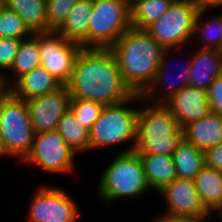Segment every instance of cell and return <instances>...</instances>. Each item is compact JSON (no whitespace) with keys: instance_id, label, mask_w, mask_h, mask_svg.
Wrapping results in <instances>:
<instances>
[{"instance_id":"4fadbf2b","label":"cell","mask_w":222,"mask_h":222,"mask_svg":"<svg viewBox=\"0 0 222 222\" xmlns=\"http://www.w3.org/2000/svg\"><path fill=\"white\" fill-rule=\"evenodd\" d=\"M157 194L166 200V211L160 214L190 217H211L201 202L193 180L176 178Z\"/></svg>"},{"instance_id":"7a4b0ae2","label":"cell","mask_w":222,"mask_h":222,"mask_svg":"<svg viewBox=\"0 0 222 222\" xmlns=\"http://www.w3.org/2000/svg\"><path fill=\"white\" fill-rule=\"evenodd\" d=\"M110 49L125 83L141 95L154 79L164 48L146 30L130 27Z\"/></svg>"},{"instance_id":"f546056e","label":"cell","mask_w":222,"mask_h":222,"mask_svg":"<svg viewBox=\"0 0 222 222\" xmlns=\"http://www.w3.org/2000/svg\"><path fill=\"white\" fill-rule=\"evenodd\" d=\"M79 0H46L47 31H57Z\"/></svg>"},{"instance_id":"cb8c5ba5","label":"cell","mask_w":222,"mask_h":222,"mask_svg":"<svg viewBox=\"0 0 222 222\" xmlns=\"http://www.w3.org/2000/svg\"><path fill=\"white\" fill-rule=\"evenodd\" d=\"M177 178L193 180L205 166L204 152L184 138L172 155Z\"/></svg>"},{"instance_id":"7c38bea8","label":"cell","mask_w":222,"mask_h":222,"mask_svg":"<svg viewBox=\"0 0 222 222\" xmlns=\"http://www.w3.org/2000/svg\"><path fill=\"white\" fill-rule=\"evenodd\" d=\"M71 94L67 85L26 101L34 133L55 131L59 120L70 108Z\"/></svg>"},{"instance_id":"836d02e7","label":"cell","mask_w":222,"mask_h":222,"mask_svg":"<svg viewBox=\"0 0 222 222\" xmlns=\"http://www.w3.org/2000/svg\"><path fill=\"white\" fill-rule=\"evenodd\" d=\"M210 217H190V216H173L167 214H157L152 222H206Z\"/></svg>"},{"instance_id":"ab89813d","label":"cell","mask_w":222,"mask_h":222,"mask_svg":"<svg viewBox=\"0 0 222 222\" xmlns=\"http://www.w3.org/2000/svg\"><path fill=\"white\" fill-rule=\"evenodd\" d=\"M4 5V0H0V8Z\"/></svg>"},{"instance_id":"603a6c76","label":"cell","mask_w":222,"mask_h":222,"mask_svg":"<svg viewBox=\"0 0 222 222\" xmlns=\"http://www.w3.org/2000/svg\"><path fill=\"white\" fill-rule=\"evenodd\" d=\"M4 5L17 13L32 33L47 31L46 0H4Z\"/></svg>"},{"instance_id":"44dd1931","label":"cell","mask_w":222,"mask_h":222,"mask_svg":"<svg viewBox=\"0 0 222 222\" xmlns=\"http://www.w3.org/2000/svg\"><path fill=\"white\" fill-rule=\"evenodd\" d=\"M145 177L151 190L161 191L177 178L172 156L162 154H139Z\"/></svg>"},{"instance_id":"5bb4252c","label":"cell","mask_w":222,"mask_h":222,"mask_svg":"<svg viewBox=\"0 0 222 222\" xmlns=\"http://www.w3.org/2000/svg\"><path fill=\"white\" fill-rule=\"evenodd\" d=\"M173 50L174 48L164 49L159 68L154 76L153 81L141 94L143 101L154 104H164L175 93L182 90L184 87L189 86L191 58H188L189 60H187V64L184 65L185 67L182 66L184 69L181 67L182 70L179 71V73H177L178 75L176 77L178 78V80L176 78L174 82L173 81L172 82L170 81V83L168 82L169 79L167 78H169L168 75H170L167 74L168 70H171V68L173 69V66L171 67L170 66L171 64H169L170 63L169 60H171L172 58L171 51L173 52ZM159 93L160 95H158Z\"/></svg>"},{"instance_id":"d6a6232c","label":"cell","mask_w":222,"mask_h":222,"mask_svg":"<svg viewBox=\"0 0 222 222\" xmlns=\"http://www.w3.org/2000/svg\"><path fill=\"white\" fill-rule=\"evenodd\" d=\"M205 166L222 171V143L204 152Z\"/></svg>"},{"instance_id":"8992f818","label":"cell","mask_w":222,"mask_h":222,"mask_svg":"<svg viewBox=\"0 0 222 222\" xmlns=\"http://www.w3.org/2000/svg\"><path fill=\"white\" fill-rule=\"evenodd\" d=\"M0 132L4 157H14L20 164L31 151L35 133L27 102L9 90L0 95Z\"/></svg>"},{"instance_id":"30bf717a","label":"cell","mask_w":222,"mask_h":222,"mask_svg":"<svg viewBox=\"0 0 222 222\" xmlns=\"http://www.w3.org/2000/svg\"><path fill=\"white\" fill-rule=\"evenodd\" d=\"M37 187L28 208V222H78L77 201L64 188L44 184Z\"/></svg>"},{"instance_id":"277c9868","label":"cell","mask_w":222,"mask_h":222,"mask_svg":"<svg viewBox=\"0 0 222 222\" xmlns=\"http://www.w3.org/2000/svg\"><path fill=\"white\" fill-rule=\"evenodd\" d=\"M97 185V197L110 205L116 200L140 198L149 187L139 153L135 150L120 152L100 174Z\"/></svg>"},{"instance_id":"5b68a950","label":"cell","mask_w":222,"mask_h":222,"mask_svg":"<svg viewBox=\"0 0 222 222\" xmlns=\"http://www.w3.org/2000/svg\"><path fill=\"white\" fill-rule=\"evenodd\" d=\"M137 102H142L140 94H135L124 102L104 106L99 118L89 131L90 151L120 146L121 143L125 144L130 141L131 146L120 152L135 150L139 108H131V105H135Z\"/></svg>"},{"instance_id":"d6986e66","label":"cell","mask_w":222,"mask_h":222,"mask_svg":"<svg viewBox=\"0 0 222 222\" xmlns=\"http://www.w3.org/2000/svg\"><path fill=\"white\" fill-rule=\"evenodd\" d=\"M94 0H79L73 6L63 25L57 30L67 40L88 48V28Z\"/></svg>"},{"instance_id":"4316f807","label":"cell","mask_w":222,"mask_h":222,"mask_svg":"<svg viewBox=\"0 0 222 222\" xmlns=\"http://www.w3.org/2000/svg\"><path fill=\"white\" fill-rule=\"evenodd\" d=\"M208 10L206 8L199 10L194 28L193 41H195V38H199L202 44L199 45V48L218 49L222 51V13L214 15L206 21H201V18L205 16L204 14L209 12Z\"/></svg>"},{"instance_id":"ac0fdd59","label":"cell","mask_w":222,"mask_h":222,"mask_svg":"<svg viewBox=\"0 0 222 222\" xmlns=\"http://www.w3.org/2000/svg\"><path fill=\"white\" fill-rule=\"evenodd\" d=\"M62 85L41 65L20 77L8 90L28 101L57 90Z\"/></svg>"},{"instance_id":"e0dca14e","label":"cell","mask_w":222,"mask_h":222,"mask_svg":"<svg viewBox=\"0 0 222 222\" xmlns=\"http://www.w3.org/2000/svg\"><path fill=\"white\" fill-rule=\"evenodd\" d=\"M183 137L203 152L222 143V117L210 113L183 127Z\"/></svg>"},{"instance_id":"9a60e30c","label":"cell","mask_w":222,"mask_h":222,"mask_svg":"<svg viewBox=\"0 0 222 222\" xmlns=\"http://www.w3.org/2000/svg\"><path fill=\"white\" fill-rule=\"evenodd\" d=\"M164 105L177 119L181 128L212 113L207 91L191 86L175 93Z\"/></svg>"},{"instance_id":"3957f363","label":"cell","mask_w":222,"mask_h":222,"mask_svg":"<svg viewBox=\"0 0 222 222\" xmlns=\"http://www.w3.org/2000/svg\"><path fill=\"white\" fill-rule=\"evenodd\" d=\"M137 116L135 151L172 156L183 140V128L164 104L146 101Z\"/></svg>"},{"instance_id":"d4e9b609","label":"cell","mask_w":222,"mask_h":222,"mask_svg":"<svg viewBox=\"0 0 222 222\" xmlns=\"http://www.w3.org/2000/svg\"><path fill=\"white\" fill-rule=\"evenodd\" d=\"M56 130L78 155L90 151L89 130L76 119L70 108L59 120Z\"/></svg>"},{"instance_id":"4dcf8cb0","label":"cell","mask_w":222,"mask_h":222,"mask_svg":"<svg viewBox=\"0 0 222 222\" xmlns=\"http://www.w3.org/2000/svg\"><path fill=\"white\" fill-rule=\"evenodd\" d=\"M20 39L0 38V77L11 68L21 44ZM4 73V74H3Z\"/></svg>"},{"instance_id":"9c48e42d","label":"cell","mask_w":222,"mask_h":222,"mask_svg":"<svg viewBox=\"0 0 222 222\" xmlns=\"http://www.w3.org/2000/svg\"><path fill=\"white\" fill-rule=\"evenodd\" d=\"M77 153L55 131L37 133L29 154L21 162L53 174H72Z\"/></svg>"},{"instance_id":"7402d4cb","label":"cell","mask_w":222,"mask_h":222,"mask_svg":"<svg viewBox=\"0 0 222 222\" xmlns=\"http://www.w3.org/2000/svg\"><path fill=\"white\" fill-rule=\"evenodd\" d=\"M193 181L202 204L210 214L222 207V171L204 166Z\"/></svg>"},{"instance_id":"52a82bcc","label":"cell","mask_w":222,"mask_h":222,"mask_svg":"<svg viewBox=\"0 0 222 222\" xmlns=\"http://www.w3.org/2000/svg\"><path fill=\"white\" fill-rule=\"evenodd\" d=\"M200 9L196 0H175L169 10L150 25L146 31L164 49H178L190 41L192 43Z\"/></svg>"},{"instance_id":"f1b7e54d","label":"cell","mask_w":222,"mask_h":222,"mask_svg":"<svg viewBox=\"0 0 222 222\" xmlns=\"http://www.w3.org/2000/svg\"><path fill=\"white\" fill-rule=\"evenodd\" d=\"M103 108V104L90 100L71 98L70 101V109L75 114L76 119L80 120L89 131L94 122L99 118Z\"/></svg>"},{"instance_id":"f35d334b","label":"cell","mask_w":222,"mask_h":222,"mask_svg":"<svg viewBox=\"0 0 222 222\" xmlns=\"http://www.w3.org/2000/svg\"><path fill=\"white\" fill-rule=\"evenodd\" d=\"M127 1H128L129 6H131L137 0H127Z\"/></svg>"},{"instance_id":"484cf974","label":"cell","mask_w":222,"mask_h":222,"mask_svg":"<svg viewBox=\"0 0 222 222\" xmlns=\"http://www.w3.org/2000/svg\"><path fill=\"white\" fill-rule=\"evenodd\" d=\"M175 0H137L130 6V25L146 30L163 16Z\"/></svg>"},{"instance_id":"ffe728a7","label":"cell","mask_w":222,"mask_h":222,"mask_svg":"<svg viewBox=\"0 0 222 222\" xmlns=\"http://www.w3.org/2000/svg\"><path fill=\"white\" fill-rule=\"evenodd\" d=\"M40 65L38 32H36L33 33L31 37L21 41L14 63L9 69L12 76L5 73L7 76L3 75L2 77V85L4 89L8 90L20 77L31 72Z\"/></svg>"},{"instance_id":"8fae6325","label":"cell","mask_w":222,"mask_h":222,"mask_svg":"<svg viewBox=\"0 0 222 222\" xmlns=\"http://www.w3.org/2000/svg\"><path fill=\"white\" fill-rule=\"evenodd\" d=\"M38 44L41 66L61 85H67L82 46L53 30L38 32Z\"/></svg>"},{"instance_id":"74e56055","label":"cell","mask_w":222,"mask_h":222,"mask_svg":"<svg viewBox=\"0 0 222 222\" xmlns=\"http://www.w3.org/2000/svg\"><path fill=\"white\" fill-rule=\"evenodd\" d=\"M5 91L3 85H2V78L0 77V95Z\"/></svg>"},{"instance_id":"e575fe53","label":"cell","mask_w":222,"mask_h":222,"mask_svg":"<svg viewBox=\"0 0 222 222\" xmlns=\"http://www.w3.org/2000/svg\"><path fill=\"white\" fill-rule=\"evenodd\" d=\"M196 2L200 5V8L212 9L221 8L222 0H196Z\"/></svg>"},{"instance_id":"8d00e7d4","label":"cell","mask_w":222,"mask_h":222,"mask_svg":"<svg viewBox=\"0 0 222 222\" xmlns=\"http://www.w3.org/2000/svg\"><path fill=\"white\" fill-rule=\"evenodd\" d=\"M217 211V212H216ZM215 213V215H216V213H217V217L221 220L220 222H222V207L221 208H219V209H217V210H215L211 215H213Z\"/></svg>"},{"instance_id":"83f0119b","label":"cell","mask_w":222,"mask_h":222,"mask_svg":"<svg viewBox=\"0 0 222 222\" xmlns=\"http://www.w3.org/2000/svg\"><path fill=\"white\" fill-rule=\"evenodd\" d=\"M32 35L33 33L17 13L5 5L0 8V38L24 40Z\"/></svg>"},{"instance_id":"d590c367","label":"cell","mask_w":222,"mask_h":222,"mask_svg":"<svg viewBox=\"0 0 222 222\" xmlns=\"http://www.w3.org/2000/svg\"><path fill=\"white\" fill-rule=\"evenodd\" d=\"M0 157H4V146H3L1 132H0Z\"/></svg>"},{"instance_id":"1f68e13d","label":"cell","mask_w":222,"mask_h":222,"mask_svg":"<svg viewBox=\"0 0 222 222\" xmlns=\"http://www.w3.org/2000/svg\"><path fill=\"white\" fill-rule=\"evenodd\" d=\"M207 94L212 113L222 117V75L212 82Z\"/></svg>"},{"instance_id":"6da1fadb","label":"cell","mask_w":222,"mask_h":222,"mask_svg":"<svg viewBox=\"0 0 222 222\" xmlns=\"http://www.w3.org/2000/svg\"><path fill=\"white\" fill-rule=\"evenodd\" d=\"M71 98L114 105L135 93L125 83L110 48H82L67 84Z\"/></svg>"},{"instance_id":"2e32d148","label":"cell","mask_w":222,"mask_h":222,"mask_svg":"<svg viewBox=\"0 0 222 222\" xmlns=\"http://www.w3.org/2000/svg\"><path fill=\"white\" fill-rule=\"evenodd\" d=\"M190 58L189 86L207 91L212 82L222 75V51L198 48Z\"/></svg>"},{"instance_id":"ba28073f","label":"cell","mask_w":222,"mask_h":222,"mask_svg":"<svg viewBox=\"0 0 222 222\" xmlns=\"http://www.w3.org/2000/svg\"><path fill=\"white\" fill-rule=\"evenodd\" d=\"M130 27L127 0H94L88 48H111Z\"/></svg>"}]
</instances>
